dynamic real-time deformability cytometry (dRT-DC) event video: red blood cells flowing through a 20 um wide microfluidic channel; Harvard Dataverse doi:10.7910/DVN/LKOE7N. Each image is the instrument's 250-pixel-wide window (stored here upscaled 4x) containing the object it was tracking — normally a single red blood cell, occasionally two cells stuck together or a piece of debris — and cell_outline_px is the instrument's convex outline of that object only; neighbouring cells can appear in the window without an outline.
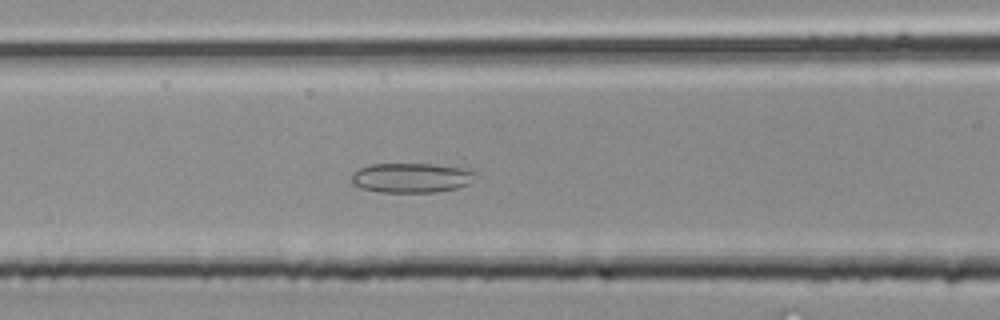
{"species": "common noctule bat (a hibernating species)", "species_latin": "Nyctalus noctula", "temperature_condition": "room temperature", "stored_images_in_passage": 32, "camera_frame_rate_fps": 3000, "um_per_image_px": 0.085, "animal": {"sex": "male", "body_mass_g": 20.4}, "frame": {"image": 1, "passage_image": 13, "time_ms": 4.0, "image_size_px": [1000, 320], "cell_outline_px": [[476, 176], [468, 184], [456, 188], [436, 192], [380, 192], [360, 188], [352, 184], [352, 176], [360, 168], [372, 164], [432, 164], [460, 168], [476, 172]], "centroid_in_image_um": [34.95, 15.12], "position_along_channel_um": 131.6, "area_um2": 21.21}}
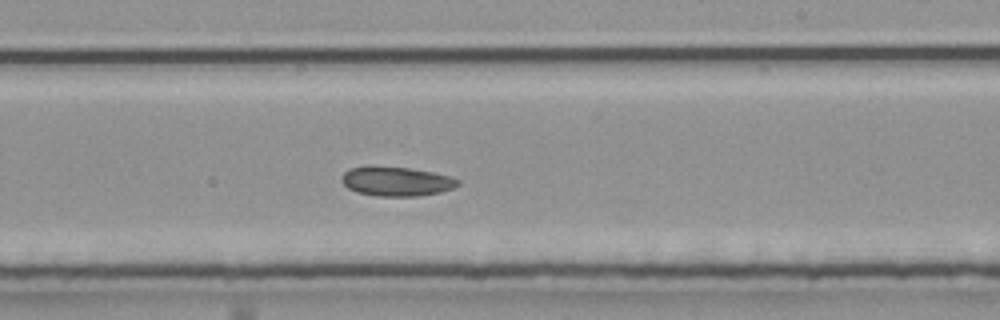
{"frame": {"image": 2, "passage_image": 19, "time_ms": 6.0, "image_size_px": [1000, 320], "cell_outline_px": [[460, 184], [452, 188], [440, 192], [416, 196], [376, 196], [356, 192], [348, 188], [340, 180], [344, 172], [348, 168], [368, 164], [408, 168], [432, 172], [448, 176], [460, 180]], "centroid_in_image_um": [33.62, 15.39], "position_along_channel_um": 255.4, "area_um2": 20.17}}
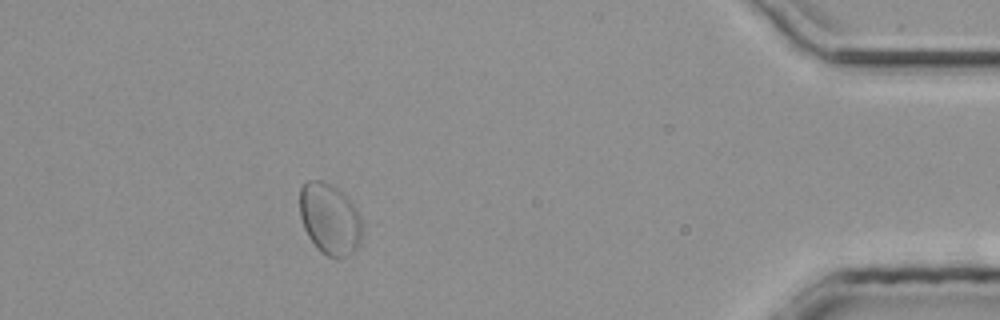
{"frame": {"image": 3, "passage_image": 29, "time_ms": 9.333, "image_size_px": [1000, 320], "cell_outline_px": [[360, 236], [356, 248], [348, 256], [336, 260], [320, 252], [316, 248], [308, 236], [304, 228], [300, 216], [300, 188], [308, 180], [320, 180], [332, 184], [356, 208], [360, 216]], "centroid_in_image_um": [27.99, 18.63], "position_along_channel_um": 407.2, "area_um2": 25.72}}